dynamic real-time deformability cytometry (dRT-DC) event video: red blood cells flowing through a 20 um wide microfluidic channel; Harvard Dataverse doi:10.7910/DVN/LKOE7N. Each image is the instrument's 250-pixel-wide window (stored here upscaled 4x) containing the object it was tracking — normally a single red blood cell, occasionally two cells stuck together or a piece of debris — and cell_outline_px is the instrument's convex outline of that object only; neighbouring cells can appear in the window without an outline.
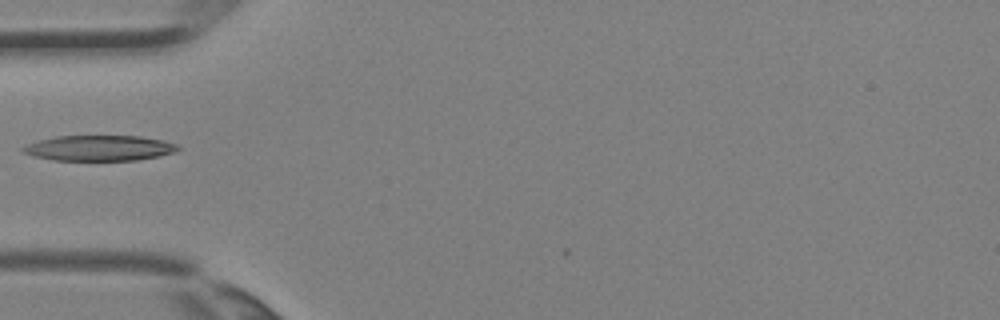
{"species": "Egyptian fruit bat (a non-hibernating species)", "species_latin": "Rousettus aegyptiacus", "temperature_condition": "room temperature", "stored_images_in_passage": 2, "camera_frame_rate_fps": 3000, "um_per_image_px": 0.085, "animal": {"sex": "female"}, "frame": {"image": 1, "passage_image": 2, "time_ms": 0.333, "image_size_px": [1000, 320], "cell_outline_px": [[180, 148], [176, 152], [160, 156], [136, 160], [52, 160], [32, 156], [24, 152], [20, 148], [36, 140], [56, 136], [140, 136], [160, 140], [176, 144]], "centroid_in_image_um": [8.41, 12.59], "position_along_channel_um": 76.6, "area_um2": 23.0}}